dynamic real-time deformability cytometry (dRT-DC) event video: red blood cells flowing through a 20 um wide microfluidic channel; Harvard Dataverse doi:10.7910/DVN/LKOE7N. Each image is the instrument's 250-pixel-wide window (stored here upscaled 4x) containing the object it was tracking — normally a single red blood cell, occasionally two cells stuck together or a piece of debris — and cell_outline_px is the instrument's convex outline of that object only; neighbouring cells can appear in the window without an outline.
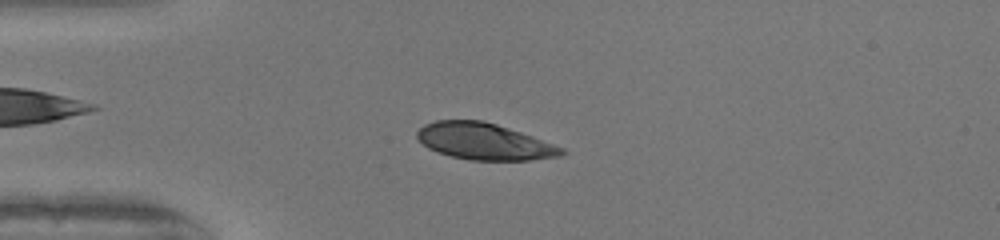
{"species": "human", "species_latin": "Homo sapiens", "temperature_condition": "warm", "stored_images_in_passage": 46, "camera_frame_rate_fps": 3000, "um_per_image_px": 0.085, "donor": {"sex": "female"}, "frame": {"image": 1, "passage_image": 8, "time_ms": 2.333, "image_size_px": [1000, 240], "cell_outline_px": [[568, 152], [560, 156], [528, 160], [472, 160], [452, 156], [428, 148], [416, 136], [416, 132], [424, 124], [436, 120], [484, 120], [532, 136], [564, 148]], "centroid_in_image_um": [41.17, 12.02], "position_along_channel_um": 43.8, "area_um2": 30.52}}
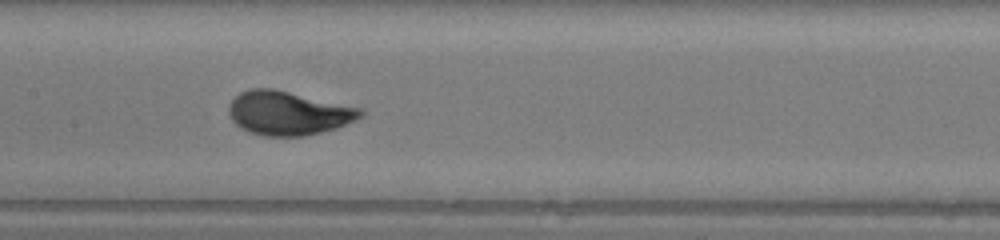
{"frame": {"image": 2, "passage_image": 20, "time_ms": 6.333, "image_size_px": [1000, 240], "cell_outline_px": [[364, 116], [356, 120], [336, 128], [304, 136], [264, 136], [248, 132], [240, 128], [232, 120], [228, 112], [228, 104], [240, 92], [252, 88], [272, 88], [364, 108]], "centroid_in_image_um": [24.51, 9.61], "position_along_channel_um": 182.9, "area_um2": 33.93}}
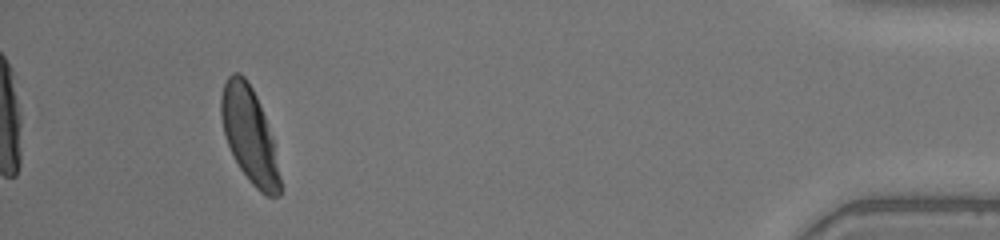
{"frame": {"image": 3, "passage_image": 42, "time_ms": 13.667, "image_size_px": [1000, 240], "cell_outline_px": [[280, 196], [268, 196], [260, 192], [248, 180], [240, 168], [228, 144], [224, 132], [220, 116], [220, 96], [224, 84], [228, 76], [232, 72], [240, 72], [248, 80], [256, 96], [264, 116], [272, 140], [280, 176]], "centroid_in_image_um": [21.17, 11.45], "position_along_channel_um": 414.0, "area_um2": 32.14}, "authors_computed_cell_mechanics": {"area_um2": 32.3102, "velocity_mm_per_s": 4.073, "shape_relaxation_time_tau1_ms": 2.9794, "shape_relaxation_time_tau2_ms": null, "deformation_change_tau1": 0.1916, "deformation_change_tau2": null}}